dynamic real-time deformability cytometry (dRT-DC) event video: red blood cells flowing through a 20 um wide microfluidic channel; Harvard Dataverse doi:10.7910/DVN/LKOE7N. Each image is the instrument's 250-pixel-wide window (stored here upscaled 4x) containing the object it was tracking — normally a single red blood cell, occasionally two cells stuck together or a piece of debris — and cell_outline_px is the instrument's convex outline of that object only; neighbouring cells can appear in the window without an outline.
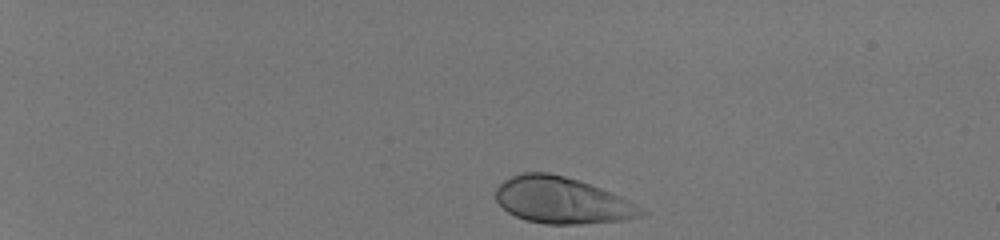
{"species": "human", "species_latin": "Homo sapiens", "temperature_condition": "room temperature", "stored_images_in_passage": 38, "camera_frame_rate_fps": 3000, "um_per_image_px": 0.085, "donor": {"sex": "male"}, "frame": {"image": 1, "passage_image": 1, "time_ms": 0.0, "image_size_px": [1000, 240], "cell_outline_px": [[648, 212], [640, 216], [624, 220], [584, 224], [544, 224], [524, 220], [508, 212], [496, 200], [496, 188], [504, 180], [512, 176], [524, 172], [548, 172], [564, 176], [600, 188], [628, 200]], "centroid_in_image_um": [47.75, 17.04], "position_along_channel_um": 37.3, "area_um2": 39.07}}
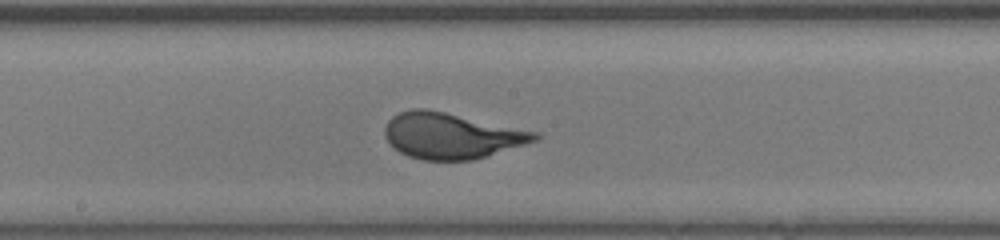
{"frame": {"image": 2, "passage_image": 22, "time_ms": 7.0, "image_size_px": [1000, 240], "cell_outline_px": [[540, 140], [472, 160], [420, 160], [408, 156], [400, 152], [384, 136], [384, 128], [388, 120], [392, 116], [400, 112], [412, 108], [428, 108], [540, 132]], "centroid_in_image_um": [38.39, 11.52], "position_along_channel_um": 209.8, "area_um2": 40.34}}
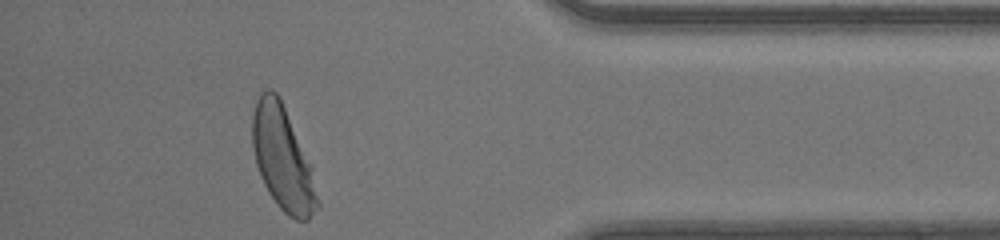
{"frame": {"image": 3, "passage_image": 38, "time_ms": 12.333, "image_size_px": [1000, 240], "cell_outline_px": [[320, 204], [308, 220], [296, 220], [288, 216], [280, 208], [268, 192], [260, 176], [256, 164], [252, 144], [252, 112], [256, 100], [260, 92], [268, 88], [272, 88], [276, 92], [312, 164]], "centroid_in_image_um": [24.03, 13.47], "position_along_channel_um": 411.2, "area_um2": 39.54}, "authors_computed_cell_mechanics": {"area_um2": 39.304, "velocity_mm_per_s": 4.1328, "shape_relaxation_time_tau1_ms": 2.8531, "shape_relaxation_time_tau2_ms": null, "deformation_change_tau1": 0.1801, "deformation_change_tau2": null}}